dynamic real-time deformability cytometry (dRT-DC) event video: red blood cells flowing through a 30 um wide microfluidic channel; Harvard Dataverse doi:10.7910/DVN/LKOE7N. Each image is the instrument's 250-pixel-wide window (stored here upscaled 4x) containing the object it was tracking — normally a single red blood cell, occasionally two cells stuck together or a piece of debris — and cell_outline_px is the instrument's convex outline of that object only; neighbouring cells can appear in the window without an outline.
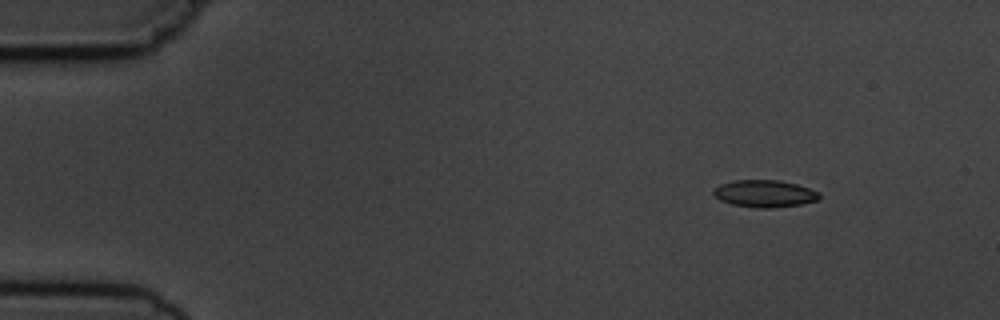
{"species": "common noctule bat (a hibernating species)", "species_latin": "Nyctalus noctula", "temperature_condition": "cold", "stored_images_in_passage": 10, "camera_frame_rate_fps": 3000, "um_per_image_px": 0.085, "animal": {"sex": "male", "body_mass_g": 19.5, "forearm_length_mm": 54.6}, "frame": {"image": 1, "passage_image": 2, "time_ms": 1.0, "image_size_px": [1000, 320], "cell_outline_px": [[820, 200], [800, 204], [772, 208], [756, 208], [732, 204], [720, 200], [712, 192], [720, 184], [732, 180], [780, 180], [796, 184], [820, 192]], "centroid_in_image_um": [65.01, 16.45], "position_along_channel_um": 20.0, "area_um2": 16.76}}
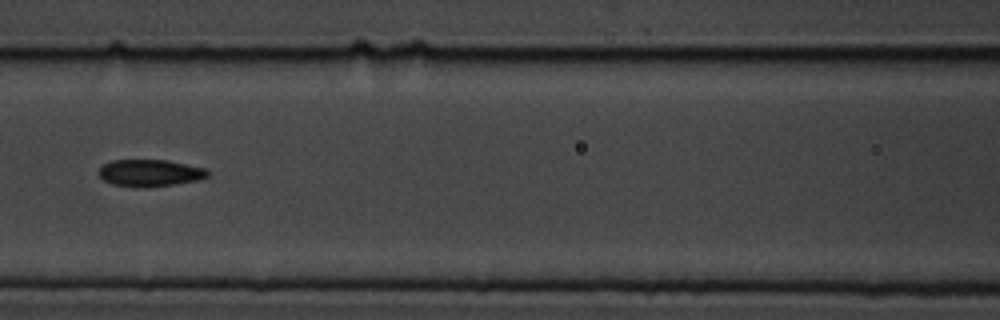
{"frame": {"image": 2, "passage_image": 7, "time_ms": 7.0, "image_size_px": [1000, 320], "cell_outline_px": [[208, 176], [196, 180], [172, 184], [144, 188], [112, 184], [104, 180], [100, 176], [100, 168], [104, 164], [112, 160], [168, 160], [204, 168], [208, 172]], "centroid_in_image_um": [12.72, 14.7], "position_along_channel_um": 153.9, "area_um2": 16.82}}
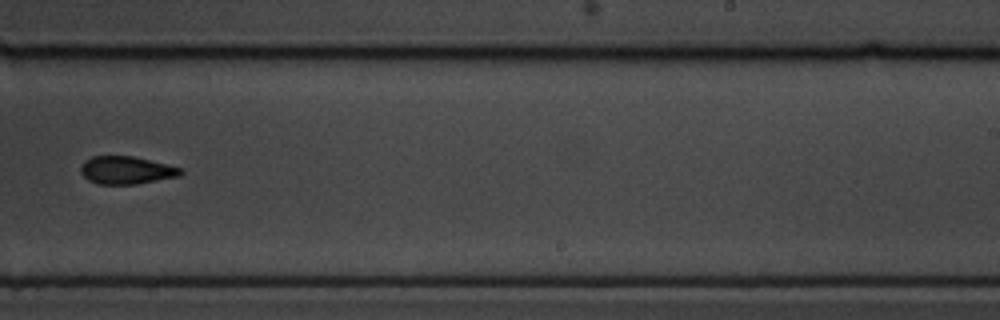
{"frame": {"image": 3, "passage_image": 10, "time_ms": 10.333, "image_size_px": [1000, 320], "cell_outline_px": [[184, 172], [180, 176], [136, 184], [96, 184], [88, 180], [80, 172], [80, 168], [84, 160], [92, 156], [132, 156], [184, 168]], "centroid_in_image_um": [10.75, 14.47], "position_along_channel_um": 278.3, "area_um2": 16.3}}